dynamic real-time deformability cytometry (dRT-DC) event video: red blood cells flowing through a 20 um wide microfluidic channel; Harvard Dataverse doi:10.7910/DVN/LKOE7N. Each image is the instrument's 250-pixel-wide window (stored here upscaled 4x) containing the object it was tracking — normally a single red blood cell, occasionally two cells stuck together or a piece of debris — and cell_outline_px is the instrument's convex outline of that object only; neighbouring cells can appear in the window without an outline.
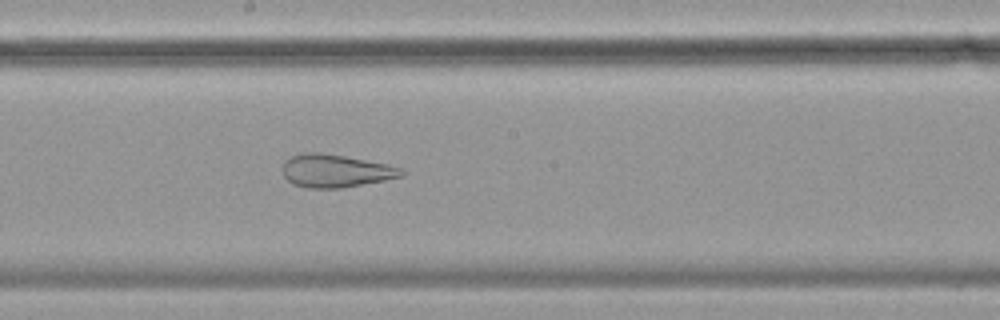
{"species": "common noctule bat (a hibernating species)", "species_latin": "Nyctalus noctula", "temperature_condition": "cold", "stored_images_in_passage": 57, "camera_frame_rate_fps": 3000, "um_per_image_px": 0.085, "animal": {"sex": "female", "body_mass_g": 19.9}, "frame": {"image": 1, "passage_image": 31, "time_ms": 10.0, "image_size_px": [1000, 320], "cell_outline_px": [[404, 176], [384, 180], [340, 188], [308, 188], [292, 184], [284, 176], [284, 160], [292, 156], [304, 152], [320, 152], [344, 156], [388, 164], [400, 168], [404, 172]], "centroid_in_image_um": [28.51, 14.52], "position_along_channel_um": 219.7, "area_um2": 22.66}}
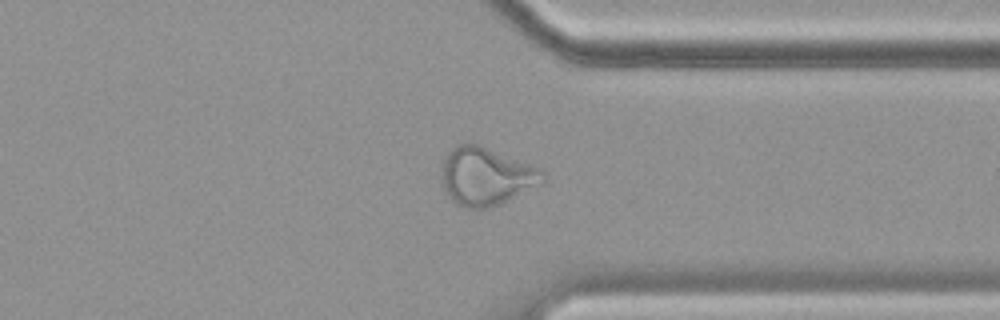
{"frame": {"image": 2, "passage_image": 44, "time_ms": 14.333, "image_size_px": [1000, 320], "cell_outline_px": [[544, 184], [500, 204], [488, 208], [464, 208], [456, 204], [448, 196], [440, 180], [440, 172], [444, 156], [456, 144], [480, 144], [540, 168], [544, 172]], "centroid_in_image_um": [41.31, 14.99], "position_along_channel_um": 370.1, "area_um2": 34.68}}
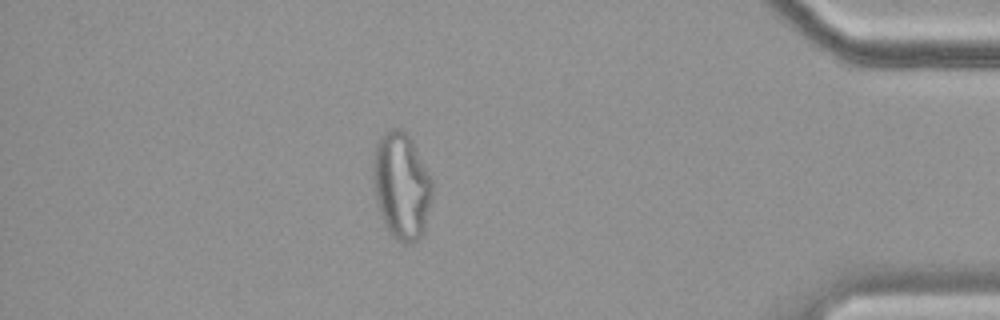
{"frame": {"image": 3, "passage_image": 50, "time_ms": 16.333, "image_size_px": [1000, 320], "cell_outline_px": [[432, 196], [424, 232], [412, 244], [404, 244], [396, 240], [392, 236], [384, 224], [376, 200], [372, 176], [372, 164], [376, 144], [380, 136], [388, 128], [400, 128], [408, 136], [432, 180]], "centroid_in_image_um": [34.1, 15.82], "position_along_channel_um": 401.1, "area_um2": 36.7}}